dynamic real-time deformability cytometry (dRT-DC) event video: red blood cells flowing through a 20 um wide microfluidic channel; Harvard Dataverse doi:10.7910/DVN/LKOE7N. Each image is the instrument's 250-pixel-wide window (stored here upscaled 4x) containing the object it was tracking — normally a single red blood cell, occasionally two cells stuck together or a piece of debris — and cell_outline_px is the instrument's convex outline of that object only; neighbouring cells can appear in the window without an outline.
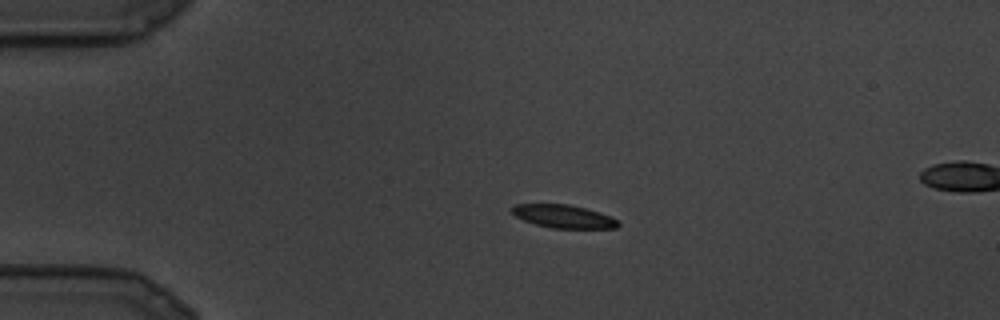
{"species": "common noctule bat (a hibernating species)", "species_latin": "Nyctalus noctula", "temperature_condition": "cold", "stored_images_in_passage": 8, "camera_frame_rate_fps": 3000, "um_per_image_px": 0.085, "animal": {"sex": "male", "body_mass_g": 19.5, "forearm_length_mm": 54.6}, "frame": {"image": 1, "passage_image": 1, "time_ms": 0.0, "image_size_px": [1000, 320], "cell_outline_px": [[620, 224], [616, 228], [552, 228], [536, 224], [524, 220], [516, 216], [512, 212], [512, 204], [568, 204], [600, 212], [616, 220]], "centroid_in_image_um": [47.88, 18.39], "position_along_channel_um": 37.1, "area_um2": 14.1}}
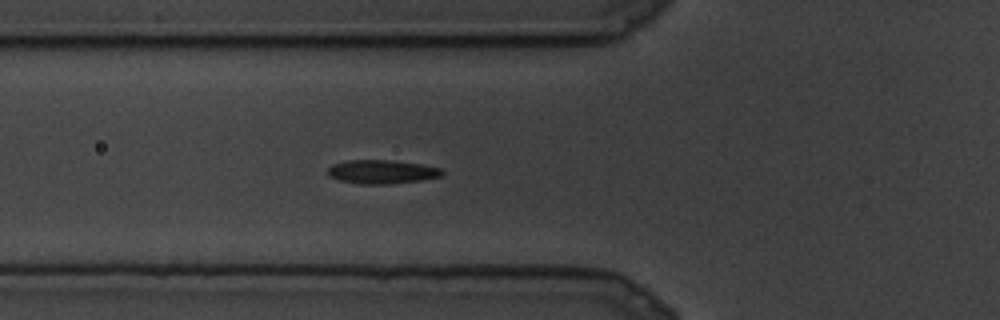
{"frame": {"image": 2, "passage_image": 5, "time_ms": 1.333, "image_size_px": [1000, 320], "cell_outline_px": [[444, 172], [440, 176], [420, 180], [388, 184], [360, 184], [340, 180], [328, 176], [328, 168], [332, 164], [348, 160], [396, 160], [420, 164], [440, 168]], "centroid_in_image_um": [32.43, 14.59], "position_along_channel_um": 93.4, "area_um2": 15.78}}
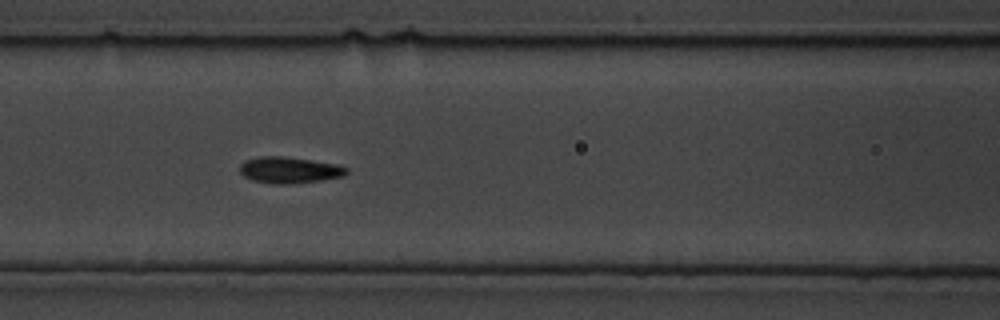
{"frame": {"image": 3, "passage_image": 7, "time_ms": 2.0, "image_size_px": [1000, 320], "cell_outline_px": [[348, 172], [344, 176], [320, 180], [288, 184], [276, 184], [252, 180], [244, 176], [240, 172], [240, 164], [244, 160], [260, 156], [284, 156], [340, 164], [348, 168]], "centroid_in_image_um": [24.61, 14.44], "position_along_channel_um": 142.0, "area_um2": 16.47}}